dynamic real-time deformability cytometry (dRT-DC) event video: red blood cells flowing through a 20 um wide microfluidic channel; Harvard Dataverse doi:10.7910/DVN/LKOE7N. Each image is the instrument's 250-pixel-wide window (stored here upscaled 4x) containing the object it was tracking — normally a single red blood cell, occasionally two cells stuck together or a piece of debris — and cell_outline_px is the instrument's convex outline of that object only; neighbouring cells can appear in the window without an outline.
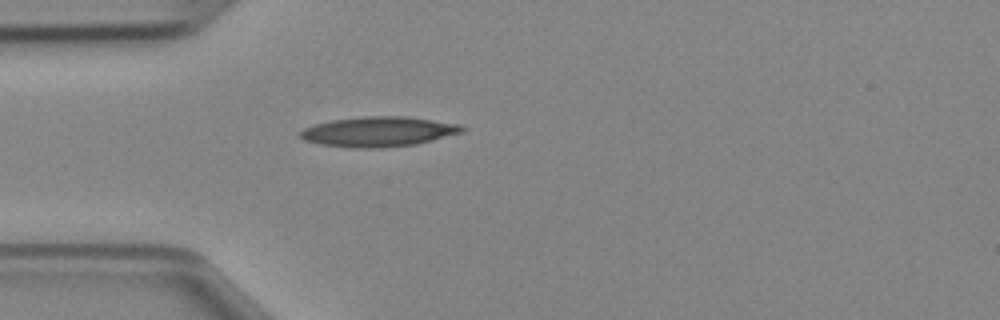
{"species": "Egyptian fruit bat (a non-hibernating species)", "species_latin": "Rousettus aegyptiacus", "temperature_condition": "cold", "stored_images_in_passage": 35, "camera_frame_rate_fps": 3000, "um_per_image_px": 0.085, "animal": {"sex": "female"}, "frame": {"image": 1, "passage_image": 1, "time_ms": 0.0, "image_size_px": [1000, 320], "cell_outline_px": [[468, 128], [460, 132], [432, 140], [416, 144], [376, 148], [352, 148], [320, 144], [304, 140], [300, 136], [300, 132], [304, 128], [316, 124], [332, 120], [364, 116], [408, 116], [460, 124]], "centroid_in_image_um": [32.18, 11.18], "position_along_channel_um": 52.8, "area_um2": 28.15}}
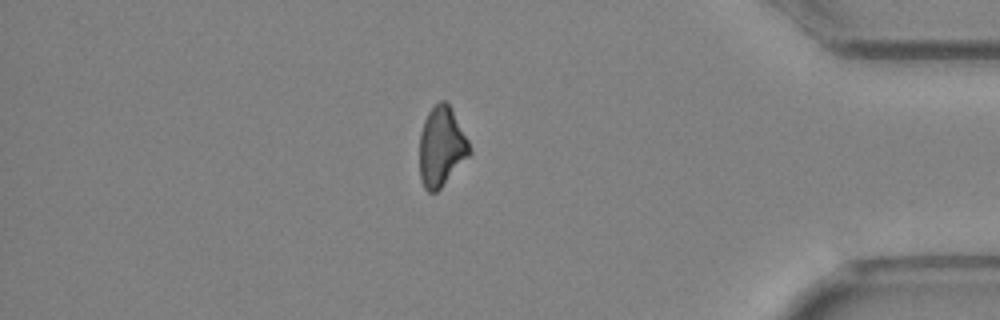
{"frame": {"image": 2, "passage_image": 28, "time_ms": 9.0, "image_size_px": [1000, 320], "cell_outline_px": [[472, 152], [440, 188], [436, 192], [428, 192], [424, 188], [420, 180], [420, 132], [424, 120], [428, 112], [440, 100], [444, 100], [448, 104], [468, 140]], "centroid_in_image_um": [37.5, 12.48], "position_along_channel_um": 397.7, "area_um2": 22.83}}
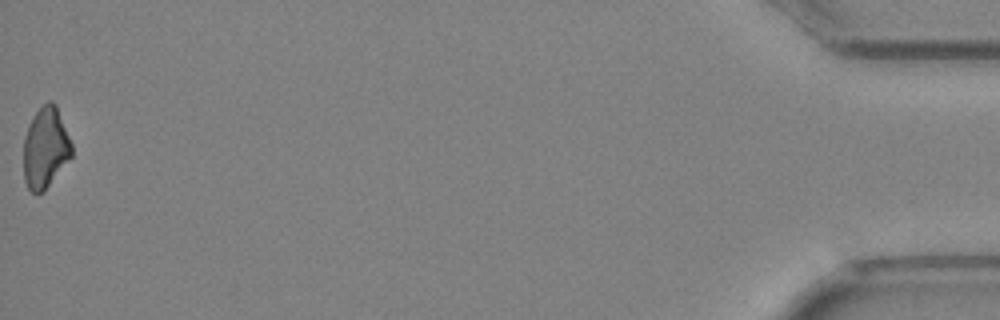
{"frame": {"image": 3, "passage_image": 35, "time_ms": 11.333, "image_size_px": [1000, 320], "cell_outline_px": [[72, 156], [44, 192], [36, 196], [28, 188], [24, 180], [24, 136], [28, 124], [36, 112], [48, 100], [52, 100], [56, 104], [72, 144]], "centroid_in_image_um": [3.86, 12.59], "position_along_channel_um": 431.3, "area_um2": 22.89}}